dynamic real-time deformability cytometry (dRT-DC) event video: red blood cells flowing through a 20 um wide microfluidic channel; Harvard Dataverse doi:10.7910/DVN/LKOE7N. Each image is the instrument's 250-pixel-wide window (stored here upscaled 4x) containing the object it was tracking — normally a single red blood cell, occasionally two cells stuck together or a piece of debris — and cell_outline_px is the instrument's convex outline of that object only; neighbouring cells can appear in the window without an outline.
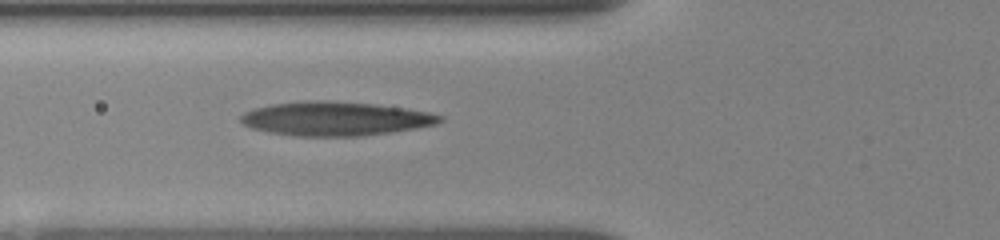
{"species": "human", "species_latin": "Homo sapiens", "temperature_condition": "room temperature", "stored_images_in_passage": 15, "camera_frame_rate_fps": 3000, "um_per_image_px": 0.085, "donor": {"sex": "female"}, "frame": {"image": 1, "passage_image": 4, "time_ms": 1.667, "image_size_px": [1000, 240], "cell_outline_px": [[444, 120], [436, 124], [416, 128], [392, 132], [360, 136], [296, 136], [268, 132], [252, 128], [244, 124], [240, 120], [240, 116], [244, 112], [252, 108], [272, 104], [324, 100], [328, 100], [376, 104], [404, 108], [428, 112], [444, 116]], "centroid_in_image_um": [28.51, 10.09], "position_along_channel_um": 97.3, "area_um2": 39.36}}
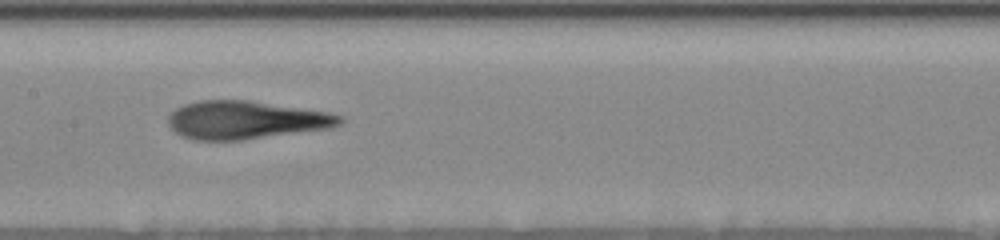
{"frame": {"image": 2, "passage_image": 9, "time_ms": 4.0, "image_size_px": [1000, 240], "cell_outline_px": [[344, 120], [340, 124], [328, 128], [244, 140], [192, 140], [180, 136], [168, 124], [168, 116], [176, 108], [184, 104], [200, 100], [248, 100], [328, 112], [344, 116]], "centroid_in_image_um": [20.86, 10.2], "position_along_channel_um": 186.5, "area_um2": 38.09}}
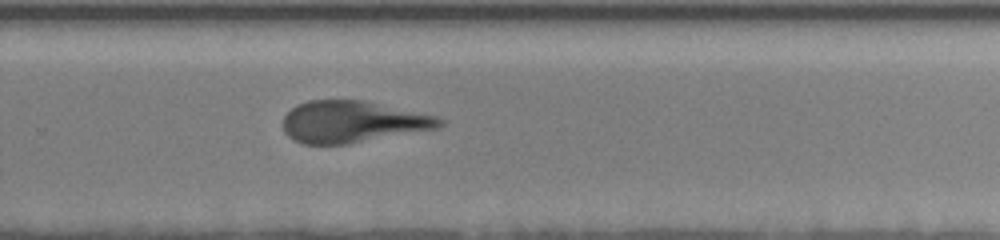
{"frame": {"image": 3, "passage_image": 15, "time_ms": 7.0, "image_size_px": [1000, 240], "cell_outline_px": [[444, 124], [436, 128], [344, 144], [304, 144], [288, 136], [284, 132], [284, 116], [296, 104], [308, 100], [360, 100], [436, 116], [444, 120]], "centroid_in_image_um": [29.91, 10.34], "position_along_channel_um": 299.9, "area_um2": 37.28}}